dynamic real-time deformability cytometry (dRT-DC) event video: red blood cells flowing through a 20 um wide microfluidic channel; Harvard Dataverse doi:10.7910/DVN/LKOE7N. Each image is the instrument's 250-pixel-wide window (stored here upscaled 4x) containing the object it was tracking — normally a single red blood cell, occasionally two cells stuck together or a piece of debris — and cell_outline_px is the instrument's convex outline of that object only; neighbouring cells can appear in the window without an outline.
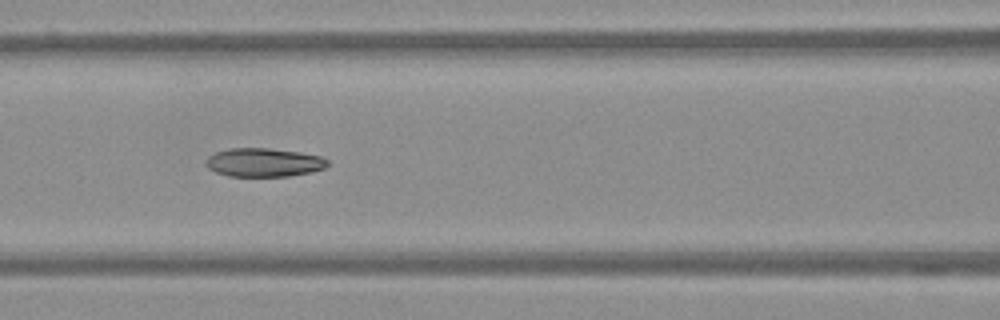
{"species": "Egyptian fruit bat (a non-hibernating species)", "species_latin": "Rousettus aegyptiacus", "temperature_condition": "warm", "stored_images_in_passage": 15, "camera_frame_rate_fps": 3000, "um_per_image_px": 0.085, "frame": {"image": 1, "passage_image": 9, "time_ms": 2.667, "image_size_px": [1000, 320], "cell_outline_px": [[328, 164], [324, 168], [312, 172], [288, 176], [228, 176], [216, 172], [208, 168], [204, 160], [208, 156], [216, 152], [228, 148], [268, 148], [300, 152], [320, 156], [328, 160]], "centroid_in_image_um": [22.4, 13.8], "position_along_channel_um": 144.2, "area_um2": 20.35}}